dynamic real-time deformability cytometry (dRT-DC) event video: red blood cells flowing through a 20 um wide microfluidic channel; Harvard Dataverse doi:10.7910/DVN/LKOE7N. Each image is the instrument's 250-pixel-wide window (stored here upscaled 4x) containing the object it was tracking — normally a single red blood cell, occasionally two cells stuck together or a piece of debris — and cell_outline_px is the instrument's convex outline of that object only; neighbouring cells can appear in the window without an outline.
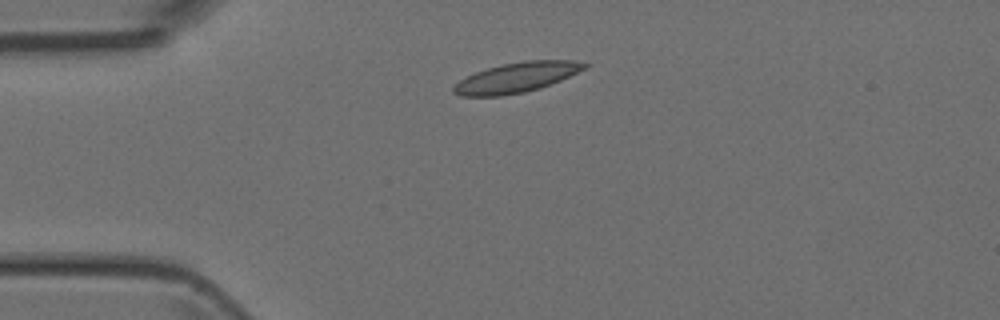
{"species": "Egyptian fruit bat (a non-hibernating species)", "species_latin": "Rousettus aegyptiacus", "temperature_condition": "room temperature", "stored_images_in_passage": 3, "camera_frame_rate_fps": 3000, "um_per_image_px": 0.085, "animal": {"sex": "female"}, "frame": {"image": 1, "passage_image": 1, "time_ms": 0.0, "image_size_px": [1000, 320], "cell_outline_px": [[588, 64], [584, 68], [560, 80], [540, 88], [524, 92], [500, 96], [460, 96], [452, 92], [452, 88], [460, 80], [476, 72], [488, 68], [504, 64], [524, 60], [572, 60]], "centroid_in_image_um": [43.87, 6.59], "position_along_channel_um": 41.1, "area_um2": 22.48}}
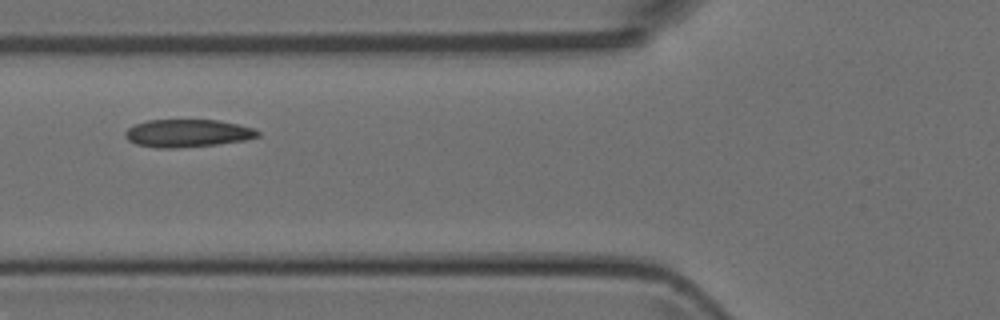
{"frame": {"image": 2, "passage_image": 3, "time_ms": 2.333, "image_size_px": [1000, 320], "cell_outline_px": [[260, 136], [244, 140], [220, 144], [172, 148], [156, 148], [136, 144], [128, 140], [124, 136], [124, 132], [128, 128], [136, 124], [148, 120], [220, 120], [256, 128], [260, 132]], "centroid_in_image_um": [15.96, 11.32], "position_along_channel_um": 109.8, "area_um2": 21.56}}